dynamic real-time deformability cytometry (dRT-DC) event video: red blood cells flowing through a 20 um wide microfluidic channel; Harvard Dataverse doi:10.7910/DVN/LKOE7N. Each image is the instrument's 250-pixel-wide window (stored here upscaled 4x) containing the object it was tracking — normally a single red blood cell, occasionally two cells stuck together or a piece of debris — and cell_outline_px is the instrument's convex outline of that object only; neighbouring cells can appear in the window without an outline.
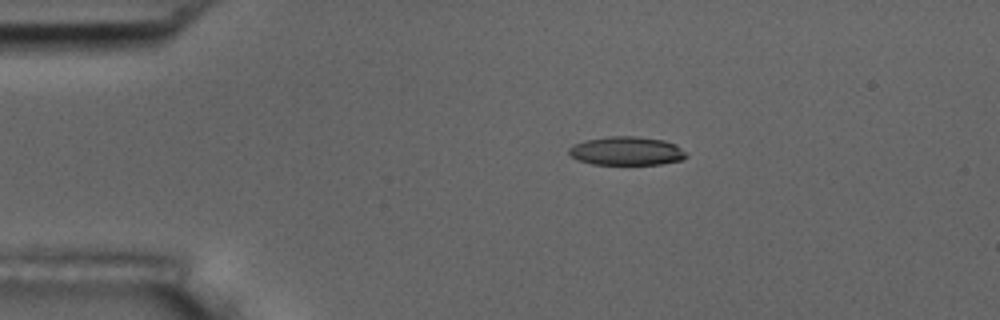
{"species": "common noctule bat (a hibernating species)", "species_latin": "Nyctalus noctula", "temperature_condition": "room temperature", "stored_images_in_passage": 6, "camera_frame_rate_fps": 3000, "um_per_image_px": 0.085, "animal": {"sex": "male", "body_mass_g": 17.5, "forearm_length_mm": 52.3}, "frame": {"image": 1, "passage_image": 2, "time_ms": 1.333, "image_size_px": [1000, 320], "cell_outline_px": [[688, 156], [680, 160], [660, 164], [592, 164], [576, 160], [568, 152], [568, 148], [572, 144], [584, 140], [608, 136], [636, 136], [664, 140], [676, 144], [688, 152]], "centroid_in_image_um": [53.25, 12.82], "position_along_channel_um": 31.7, "area_um2": 19.83}}
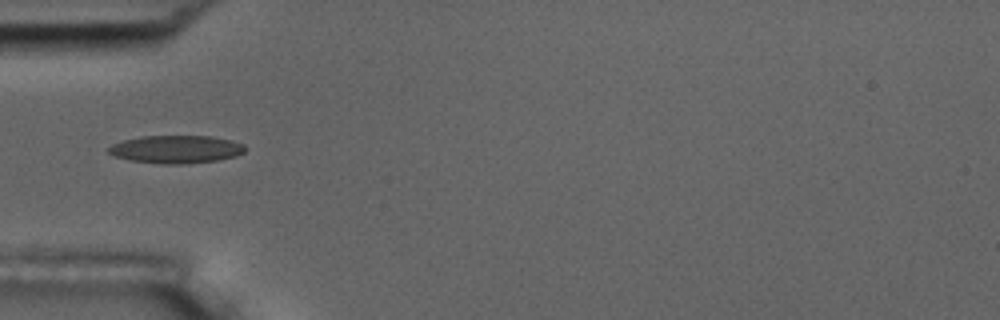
{"frame": {"image": 2, "passage_image": 4, "time_ms": 3.667, "image_size_px": [1000, 320], "cell_outline_px": [[244, 152], [236, 156], [216, 160], [184, 164], [160, 164], [132, 160], [116, 156], [108, 152], [108, 148], [112, 144], [124, 140], [140, 136], [212, 136], [232, 140], [244, 144]], "centroid_in_image_um": [14.98, 12.68], "position_along_channel_um": 70.0, "area_um2": 22.08}}